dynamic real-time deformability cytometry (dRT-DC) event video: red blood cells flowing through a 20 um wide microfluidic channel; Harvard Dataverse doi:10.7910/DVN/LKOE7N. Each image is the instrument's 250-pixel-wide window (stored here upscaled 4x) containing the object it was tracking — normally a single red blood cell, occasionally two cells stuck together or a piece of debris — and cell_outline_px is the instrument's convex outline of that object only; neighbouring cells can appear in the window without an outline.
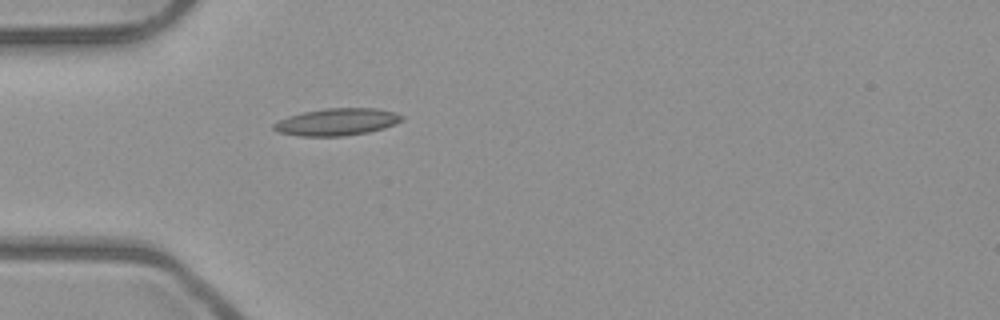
{"species": "common noctule bat (a hibernating species)", "species_latin": "Nyctalus noctula", "temperature_condition": "room temperature", "stored_images_in_passage": 5, "camera_frame_rate_fps": 3000, "um_per_image_px": 0.085, "animal": {"sex": "male", "body_mass_g": 23.1, "forearm_length_mm": 52.7}, "frame": {"image": 1, "passage_image": 5, "time_ms": 1.333, "image_size_px": [1000, 320], "cell_outline_px": [[404, 120], [384, 128], [368, 132], [344, 136], [300, 136], [280, 132], [272, 128], [272, 124], [288, 116], [304, 112], [324, 108], [376, 108], [396, 112], [404, 116]], "centroid_in_image_um": [28.67, 10.36], "position_along_channel_um": 56.3, "area_um2": 20.29}}